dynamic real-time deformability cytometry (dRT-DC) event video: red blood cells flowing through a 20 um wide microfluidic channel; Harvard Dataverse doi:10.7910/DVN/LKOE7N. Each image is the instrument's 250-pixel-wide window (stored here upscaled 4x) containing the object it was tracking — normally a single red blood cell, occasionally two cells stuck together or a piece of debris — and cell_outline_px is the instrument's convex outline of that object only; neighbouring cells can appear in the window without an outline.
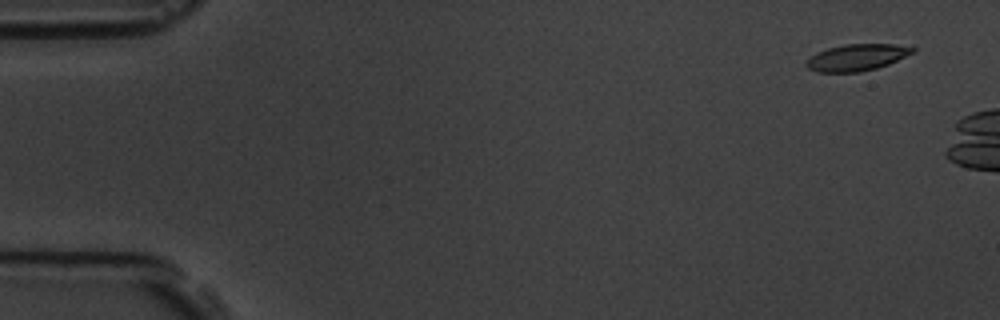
{"species": "common noctule bat (a hibernating species)", "species_latin": "Nyctalus noctula", "temperature_condition": "room temperature", "stored_images_in_passage": 5, "camera_frame_rate_fps": 3000, "um_per_image_px": 0.085, "animal": {"sex": "male", "body_mass_g": 19.5, "forearm_length_mm": 54.6}, "frame": {"image": 1, "passage_image": 1, "time_ms": 0.0, "image_size_px": [1000, 320], "cell_outline_px": [[916, 52], [888, 64], [876, 68], [860, 72], [816, 72], [808, 68], [804, 64], [816, 52], [828, 48], [844, 44], [892, 44], [916, 48]], "centroid_in_image_um": [72.83, 4.88], "position_along_channel_um": 12.2, "area_um2": 16.47}}